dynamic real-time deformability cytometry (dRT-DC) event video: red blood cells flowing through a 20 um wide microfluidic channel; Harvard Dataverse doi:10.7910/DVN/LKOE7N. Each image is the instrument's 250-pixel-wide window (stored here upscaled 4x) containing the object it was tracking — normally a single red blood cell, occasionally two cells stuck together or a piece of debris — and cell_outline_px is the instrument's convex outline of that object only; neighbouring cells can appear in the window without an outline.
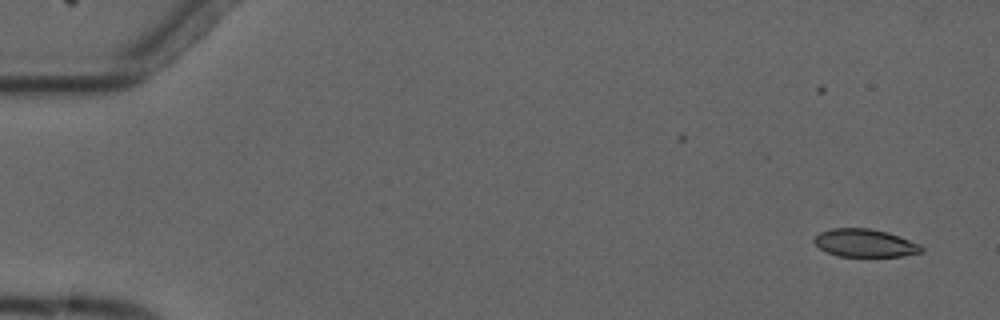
{"species": "common noctule bat (a hibernating species)", "species_latin": "Nyctalus noctula", "temperature_condition": "cold", "stored_images_in_passage": 5, "camera_frame_rate_fps": 3000, "um_per_image_px": 0.085, "animal": {"sex": "male", "forearm_length_mm": 52.5}, "frame": {"image": 1, "passage_image": 1, "time_ms": 0.0, "image_size_px": [1000, 320], "cell_outline_px": [[924, 252], [900, 256], [836, 256], [820, 248], [812, 240], [820, 232], [832, 228], [868, 228], [888, 232], [900, 236], [920, 244], [924, 248]], "centroid_in_image_um": [73.54, 20.65], "position_along_channel_um": 11.5, "area_um2": 17.46}}